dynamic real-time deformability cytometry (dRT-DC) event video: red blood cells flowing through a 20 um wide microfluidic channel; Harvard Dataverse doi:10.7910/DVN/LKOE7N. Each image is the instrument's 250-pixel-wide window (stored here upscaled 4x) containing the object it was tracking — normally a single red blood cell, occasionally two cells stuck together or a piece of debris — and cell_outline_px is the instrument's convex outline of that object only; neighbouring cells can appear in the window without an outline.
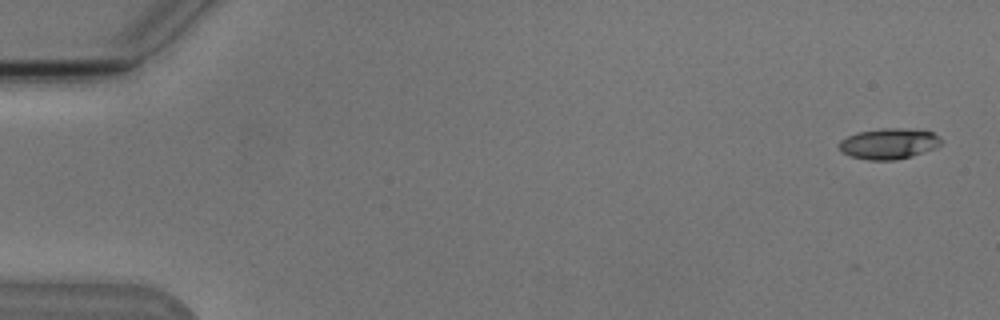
{"species": "Egyptian fruit bat (a non-hibernating species)", "species_latin": "Rousettus aegyptiacus", "temperature_condition": "cold", "stored_images_in_passage": 2, "camera_frame_rate_fps": 3000, "um_per_image_px": 0.085, "animal": {"sex": "male"}, "frame": {"image": 1, "passage_image": 1, "time_ms": 0.0, "image_size_px": [1000, 320], "cell_outline_px": [[944, 140], [936, 148], [912, 156], [892, 160], [868, 160], [852, 156], [840, 152], [840, 140], [856, 132], [880, 128], [904, 128], [932, 132]], "centroid_in_image_um": [75.56, 12.2], "position_along_channel_um": 9.4, "area_um2": 18.32}}